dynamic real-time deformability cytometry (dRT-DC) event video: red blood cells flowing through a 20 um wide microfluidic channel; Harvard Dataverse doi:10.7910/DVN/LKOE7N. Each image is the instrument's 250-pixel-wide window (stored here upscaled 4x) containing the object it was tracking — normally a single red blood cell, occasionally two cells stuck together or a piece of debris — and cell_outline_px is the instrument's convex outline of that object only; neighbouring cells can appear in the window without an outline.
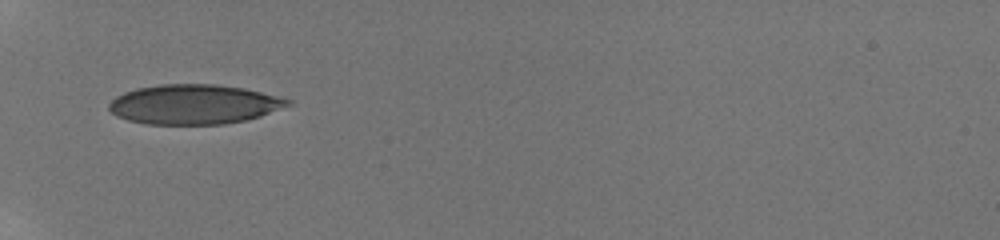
{"species": "human", "species_latin": "Homo sapiens", "temperature_condition": "room temperature", "stored_images_in_passage": 7, "camera_frame_rate_fps": 3000, "um_per_image_px": 0.085, "donor": {"sex": "male"}, "frame": {"image": 1, "passage_image": 1, "time_ms": 0.0, "image_size_px": [1000, 240], "cell_outline_px": [[296, 104], [260, 116], [244, 120], [224, 124], [144, 124], [128, 120], [116, 116], [108, 108], [108, 104], [116, 96], [124, 92], [136, 88], [160, 84], [216, 84], [244, 88], [292, 100]], "centroid_in_image_um": [16.5, 8.87], "position_along_channel_um": 68.5, "area_um2": 41.5}}
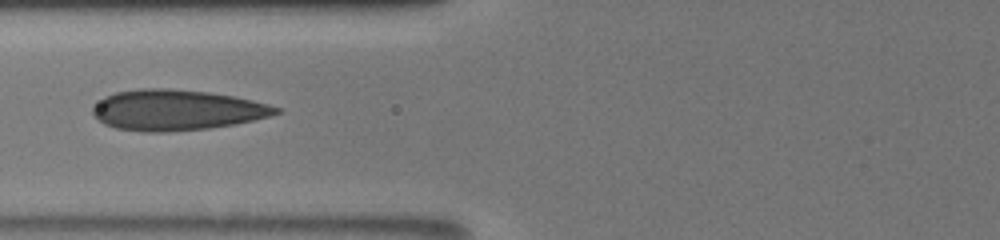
{"frame": {"image": 2, "passage_image": 6, "time_ms": 1.333, "image_size_px": [1000, 240], "cell_outline_px": [[280, 112], [268, 116], [252, 120], [232, 124], [208, 128], [164, 132], [144, 132], [116, 128], [104, 124], [92, 112], [92, 108], [104, 96], [116, 92], [140, 88], [172, 88], [208, 92], [232, 96], [252, 100], [268, 104], [280, 108]], "centroid_in_image_um": [14.98, 9.34], "position_along_channel_um": 110.8, "area_um2": 43.06}}